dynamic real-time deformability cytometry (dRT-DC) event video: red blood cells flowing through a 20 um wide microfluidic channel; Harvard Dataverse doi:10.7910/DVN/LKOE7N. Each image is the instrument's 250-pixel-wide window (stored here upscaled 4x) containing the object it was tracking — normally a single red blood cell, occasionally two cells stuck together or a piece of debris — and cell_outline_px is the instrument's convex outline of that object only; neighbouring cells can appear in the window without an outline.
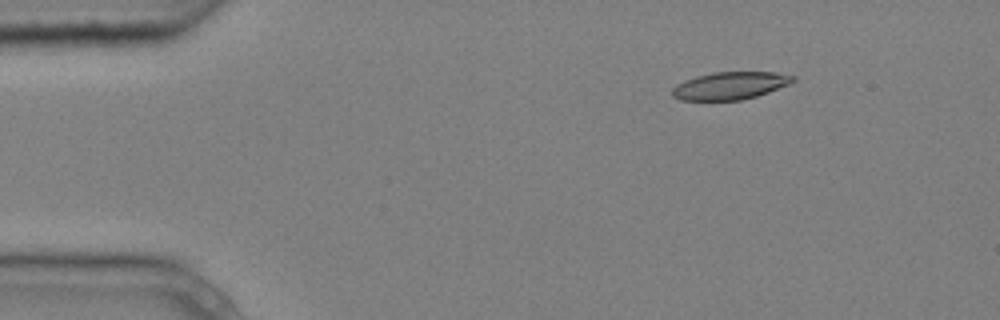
{"species": "common noctule bat (a hibernating species)", "species_latin": "Nyctalus noctula", "temperature_condition": "cold", "stored_images_in_passage": 6, "camera_frame_rate_fps": 3000, "um_per_image_px": 0.085, "animal": {"sex": "male", "body_mass_g": 20.4}, "frame": {"image": 1, "passage_image": 3, "time_ms": 0.667, "image_size_px": [1000, 320], "cell_outline_px": [[796, 80], [792, 84], [756, 96], [740, 100], [680, 100], [672, 96], [672, 88], [676, 84], [684, 80], [696, 76], [712, 72], [776, 72], [796, 76]], "centroid_in_image_um": [62.08, 7.27], "position_along_channel_um": 22.9, "area_um2": 19.59}}
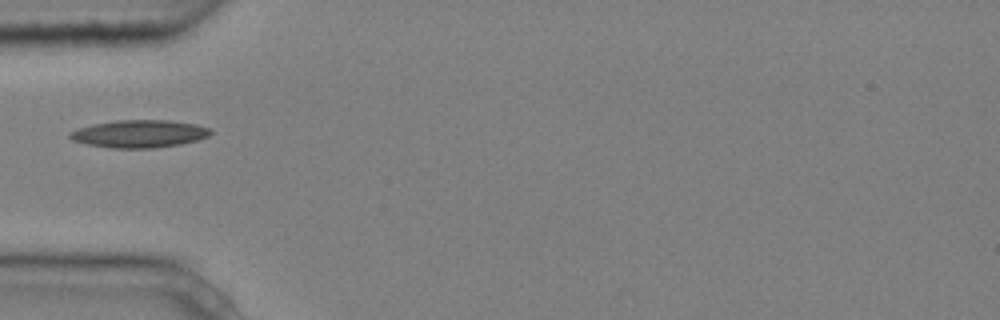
{"frame": {"image": 2, "passage_image": 6, "time_ms": 1.667, "image_size_px": [1000, 320], "cell_outline_px": [[212, 132], [208, 136], [196, 140], [180, 144], [152, 148], [112, 148], [84, 144], [72, 140], [68, 136], [68, 132], [76, 128], [92, 124], [116, 120], [172, 120], [196, 124], [208, 128]], "centroid_in_image_um": [11.77, 11.36], "position_along_channel_um": 73.2, "area_um2": 22.77}}